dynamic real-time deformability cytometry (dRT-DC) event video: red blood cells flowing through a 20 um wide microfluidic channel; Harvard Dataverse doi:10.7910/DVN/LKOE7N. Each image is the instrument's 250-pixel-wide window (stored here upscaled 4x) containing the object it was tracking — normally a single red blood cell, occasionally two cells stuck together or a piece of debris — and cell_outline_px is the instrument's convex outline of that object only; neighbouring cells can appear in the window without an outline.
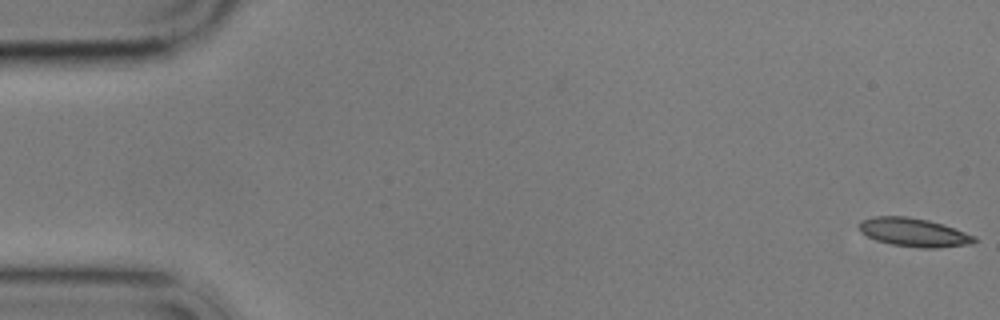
{"species": "common noctule bat (a hibernating species)", "species_latin": "Nyctalus noctula", "temperature_condition": "cold", "stored_images_in_passage": 5, "camera_frame_rate_fps": 3000, "um_per_image_px": 0.085, "animal": {"sex": "male", "body_mass_g": 17.9}, "frame": {"image": 1, "passage_image": 1, "time_ms": 0.0, "image_size_px": [1000, 320], "cell_outline_px": [[976, 240], [972, 244], [936, 248], [920, 248], [892, 244], [876, 240], [860, 232], [860, 220], [872, 216], [908, 216], [928, 220], [976, 236]], "centroid_in_image_um": [77.65, 19.75], "position_along_channel_um": 7.4, "area_um2": 19.02}}
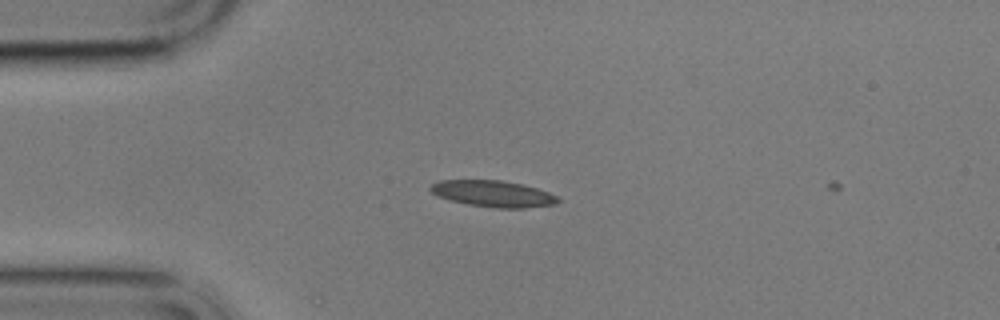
{"frame": {"image": 2, "passage_image": 4, "time_ms": 4.333, "image_size_px": [1000, 320], "cell_outline_px": [[560, 200], [556, 204], [524, 208], [496, 208], [468, 204], [452, 200], [440, 196], [432, 192], [428, 188], [432, 184], [440, 180], [500, 180], [524, 184], [548, 192], [556, 196]], "centroid_in_image_um": [41.93, 16.46], "position_along_channel_um": 43.1, "area_um2": 19.42}}